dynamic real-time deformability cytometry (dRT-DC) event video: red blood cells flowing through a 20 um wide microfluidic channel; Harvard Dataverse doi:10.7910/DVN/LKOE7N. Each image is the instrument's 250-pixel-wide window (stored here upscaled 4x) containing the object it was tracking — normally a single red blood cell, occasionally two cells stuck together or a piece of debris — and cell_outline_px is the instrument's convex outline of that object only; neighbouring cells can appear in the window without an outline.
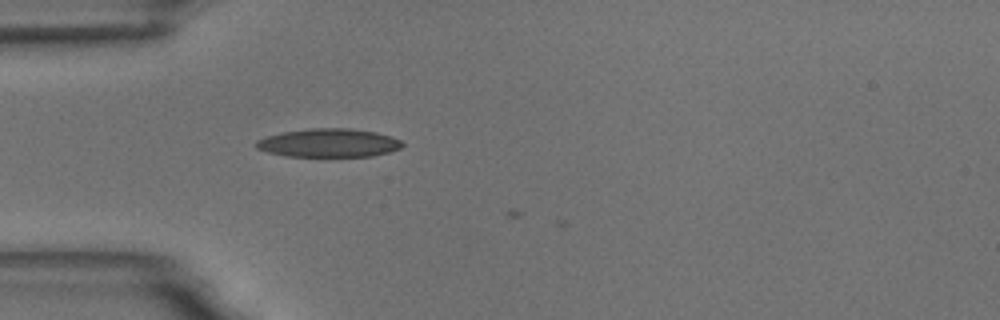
{"species": "common noctule bat (a hibernating species)", "species_latin": "Nyctalus noctula", "temperature_condition": "room temperature", "stored_images_in_passage": 7, "camera_frame_rate_fps": 3000, "um_per_image_px": 0.085, "animal": {"sex": "male", "body_mass_g": 18.8}, "frame": {"image": 1, "passage_image": 6, "time_ms": 1.667, "image_size_px": [1000, 320], "cell_outline_px": [[404, 144], [400, 148], [388, 152], [372, 156], [288, 156], [268, 152], [256, 148], [256, 140], [268, 136], [284, 132], [308, 128], [348, 128], [376, 132], [392, 136], [400, 140]], "centroid_in_image_um": [27.96, 12.14], "position_along_channel_um": 57.0, "area_um2": 24.1}}